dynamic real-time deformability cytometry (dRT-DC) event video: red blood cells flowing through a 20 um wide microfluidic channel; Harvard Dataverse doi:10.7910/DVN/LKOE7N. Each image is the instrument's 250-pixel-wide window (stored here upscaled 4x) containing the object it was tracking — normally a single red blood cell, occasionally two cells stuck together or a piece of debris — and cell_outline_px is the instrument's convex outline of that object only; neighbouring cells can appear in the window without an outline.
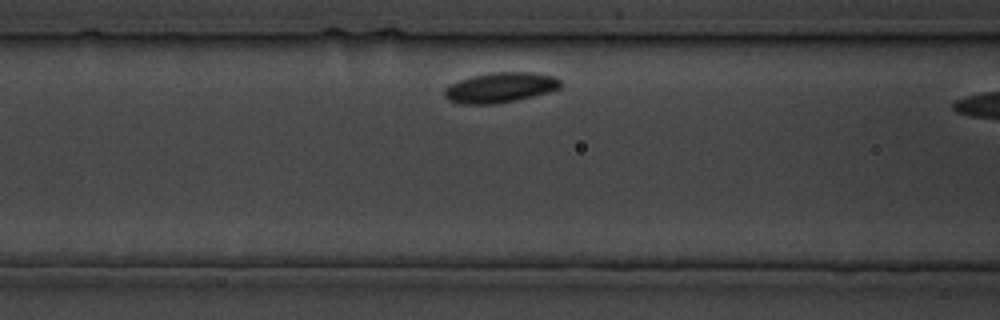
{"species": "common noctule bat (a hibernating species)", "species_latin": "Nyctalus noctula", "temperature_condition": "cold", "stored_images_in_passage": 7, "camera_frame_rate_fps": 3000, "um_per_image_px": 0.085, "animal": {"sex": "male", "body_mass_g": 19.5, "forearm_length_mm": 54.6}, "frame": {"image": 1, "passage_image": 5, "time_ms": 5.0, "image_size_px": [1000, 320], "cell_outline_px": [[564, 84], [560, 88], [548, 92], [516, 100], [496, 104], [460, 104], [448, 100], [444, 96], [444, 88], [460, 80], [472, 76], [492, 72], [532, 72], [552, 76], [560, 80]], "centroid_in_image_um": [42.52, 7.44], "position_along_channel_um": 124.1, "area_um2": 20.4}}